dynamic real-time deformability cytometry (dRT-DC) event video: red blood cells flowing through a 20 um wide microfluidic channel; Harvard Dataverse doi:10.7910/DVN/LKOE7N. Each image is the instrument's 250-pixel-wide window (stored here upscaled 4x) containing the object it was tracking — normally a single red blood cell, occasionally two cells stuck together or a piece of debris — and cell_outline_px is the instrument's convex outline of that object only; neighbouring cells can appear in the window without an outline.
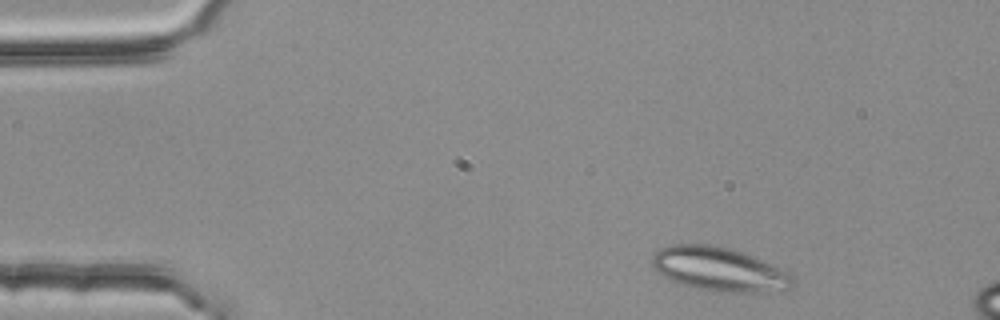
{"species": "common noctule bat (a hibernating species)", "species_latin": "Nyctalus noctula", "temperature_condition": "room temperature", "stored_images_in_passage": 3, "camera_frame_rate_fps": 3000, "um_per_image_px": 0.085, "animal": {"sex": "female", "body_mass_g": 25.1}, "frame": {"image": 1, "passage_image": 1, "time_ms": 0.0, "image_size_px": [1000, 320], "cell_outline_px": [[792, 284], [788, 288], [764, 292], [704, 292], [676, 284], [656, 272], [652, 268], [652, 260], [656, 252], [660, 248], [672, 244], [712, 244], [732, 248], [756, 256], [792, 276]], "centroid_in_image_um": [61.03, 22.89], "position_along_channel_um": 24.0, "area_um2": 36.47}}